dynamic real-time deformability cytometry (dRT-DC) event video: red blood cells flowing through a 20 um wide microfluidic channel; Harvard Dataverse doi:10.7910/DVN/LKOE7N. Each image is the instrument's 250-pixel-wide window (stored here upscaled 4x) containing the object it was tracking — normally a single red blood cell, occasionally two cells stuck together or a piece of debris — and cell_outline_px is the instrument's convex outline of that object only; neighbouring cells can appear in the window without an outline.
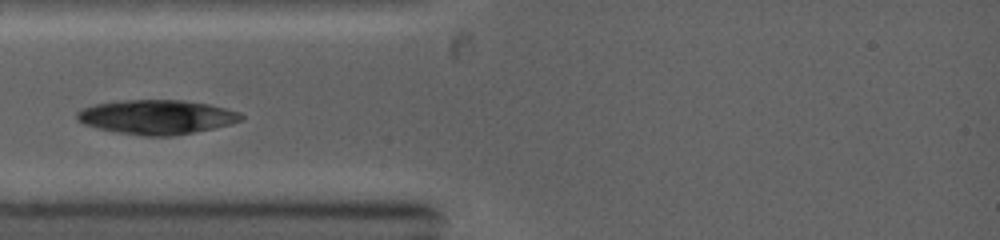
{"species": "common noctule bat (a hibernating species)", "species_latin": "Nyctalus noctula", "temperature_condition": "warm", "stored_images_in_passage": 8, "camera_frame_rate_fps": 5000, "um_per_image_px": 0.085, "animal": {"sex": "female", "body_mass_g": 19.0, "forearm_length_mm": 53.3}, "frame": {"image": 1, "passage_image": 2, "time_ms": 0.4, "image_size_px": [1000, 240], "cell_outline_px": [[244, 120], [232, 124], [172, 136], [144, 136], [120, 132], [100, 128], [84, 124], [76, 120], [76, 112], [80, 108], [96, 104], [120, 100], [184, 100], [208, 104], [240, 112], [244, 116]], "centroid_in_image_um": [13.32, 9.93], "position_along_channel_um": 71.7, "area_um2": 32.77}}